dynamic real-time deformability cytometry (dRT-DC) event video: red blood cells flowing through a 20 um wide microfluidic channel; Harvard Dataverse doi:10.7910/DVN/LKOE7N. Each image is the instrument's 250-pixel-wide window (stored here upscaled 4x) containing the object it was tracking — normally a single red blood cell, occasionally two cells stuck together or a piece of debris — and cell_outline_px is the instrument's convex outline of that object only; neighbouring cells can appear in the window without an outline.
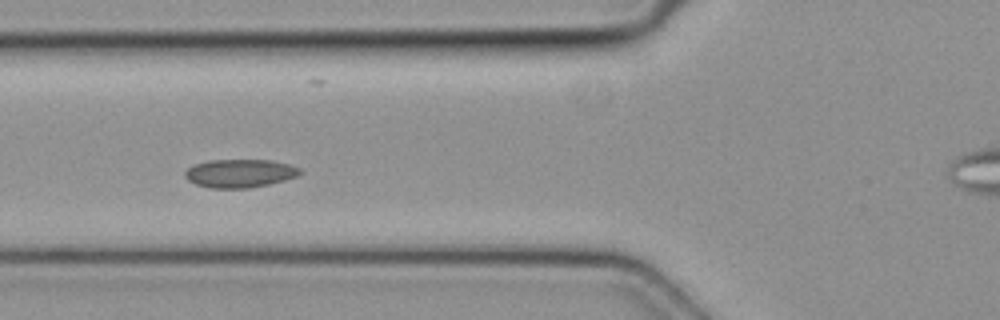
{"species": "common noctule bat (a hibernating species)", "species_latin": "Nyctalus noctula", "temperature_condition": "cold", "stored_images_in_passage": 6, "camera_frame_rate_fps": 3000, "um_per_image_px": 0.085, "animal": {"sex": "female", "body_mass_g": 19.3, "forearm_length_mm": 54.1}, "frame": {"image": 1, "passage_image": 4, "time_ms": 1.0, "image_size_px": [1000, 320], "cell_outline_px": [[304, 172], [296, 176], [284, 180], [268, 184], [248, 188], [208, 188], [196, 184], [188, 180], [184, 176], [184, 172], [192, 164], [208, 160], [272, 160], [288, 164], [300, 168]], "centroid_in_image_um": [20.36, 14.73], "position_along_channel_um": 105.4, "area_um2": 19.07}}
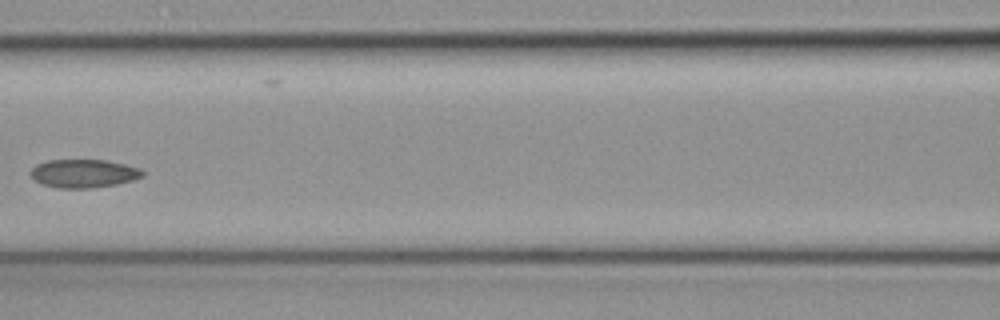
{"frame": {"image": 2, "passage_image": 5, "time_ms": 1.333, "image_size_px": [1000, 320], "cell_outline_px": [[144, 176], [132, 180], [116, 184], [92, 188], [60, 188], [40, 184], [28, 172], [36, 164], [48, 160], [108, 160], [140, 168], [144, 172]], "centroid_in_image_um": [7.1, 14.74], "position_along_channel_um": 159.5, "area_um2": 18.55}}